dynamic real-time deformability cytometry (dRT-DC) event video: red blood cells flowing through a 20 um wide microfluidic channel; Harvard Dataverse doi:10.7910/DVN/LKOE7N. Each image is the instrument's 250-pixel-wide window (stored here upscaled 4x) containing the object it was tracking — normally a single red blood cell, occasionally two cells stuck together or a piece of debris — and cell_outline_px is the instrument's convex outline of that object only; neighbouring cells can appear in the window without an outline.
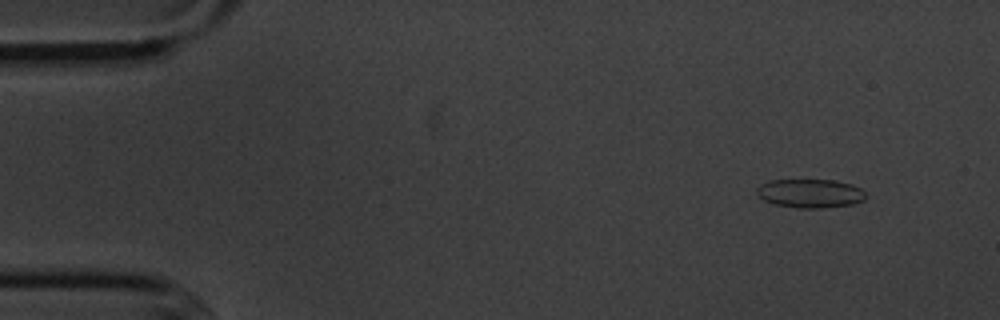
{"species": "common noctule bat (a hibernating species)", "species_latin": "Nyctalus noctula", "temperature_condition": "cold", "stored_images_in_passage": 54, "camera_frame_rate_fps": 3000, "um_per_image_px": 0.085, "animal": {"sex": "male", "body_mass_g": 20.1, "forearm_length_mm": 53.5}, "frame": {"image": 1, "passage_image": 4, "time_ms": 1.0, "image_size_px": [1000, 320], "cell_outline_px": [[868, 196], [864, 200], [852, 204], [820, 208], [800, 208], [776, 204], [764, 200], [756, 192], [756, 188], [760, 184], [768, 180], [832, 180], [852, 184], [860, 188]], "centroid_in_image_um": [68.87, 16.43], "position_along_channel_um": 16.1, "area_um2": 18.21}}
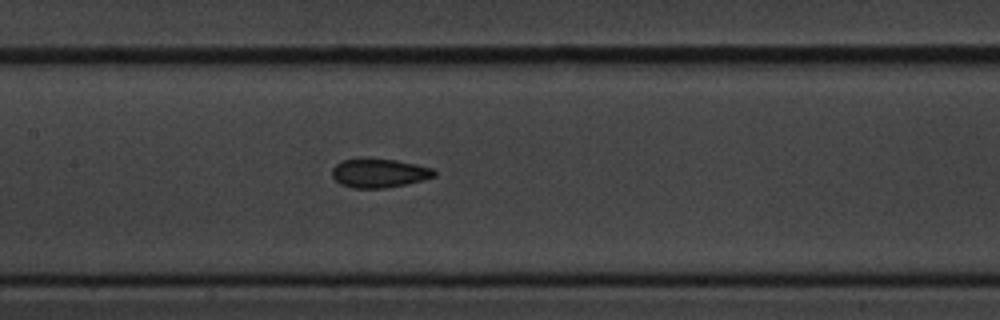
{"frame": {"image": 2, "passage_image": 25, "time_ms": 8.0, "image_size_px": [1000, 320], "cell_outline_px": [[436, 176], [424, 180], [384, 188], [352, 188], [340, 184], [332, 176], [332, 168], [336, 164], [344, 160], [360, 156], [396, 160], [416, 164], [432, 168], [436, 172]], "centroid_in_image_um": [32.2, 14.68], "position_along_channel_um": 175.2, "area_um2": 17.57}}
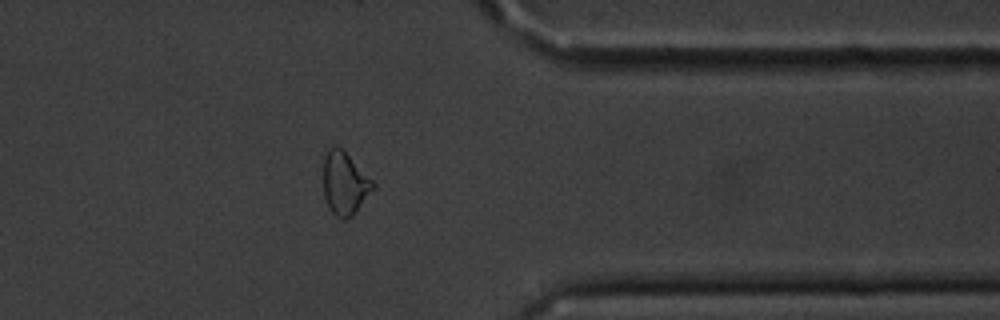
{"frame": {"image": 3, "passage_image": 43, "time_ms": 14.0, "image_size_px": [1000, 320], "cell_outline_px": [[376, 188], [352, 216], [344, 220], [336, 216], [332, 212], [324, 196], [324, 156], [328, 148], [340, 148], [376, 184]], "centroid_in_image_um": [29.32, 15.63], "position_along_channel_um": 382.1, "area_um2": 17.8}, "authors_computed_cell_mechanics": {"area_um2": 18.1203, "velocity_mm_per_s": 3.6238, "shape_relaxation_time_tau1_ms": 2.7069, "shape_relaxation_time_tau2_ms": 2.6504, "deformation_change_tau1": 0.084, "deformation_change_tau2": 0.0804}}